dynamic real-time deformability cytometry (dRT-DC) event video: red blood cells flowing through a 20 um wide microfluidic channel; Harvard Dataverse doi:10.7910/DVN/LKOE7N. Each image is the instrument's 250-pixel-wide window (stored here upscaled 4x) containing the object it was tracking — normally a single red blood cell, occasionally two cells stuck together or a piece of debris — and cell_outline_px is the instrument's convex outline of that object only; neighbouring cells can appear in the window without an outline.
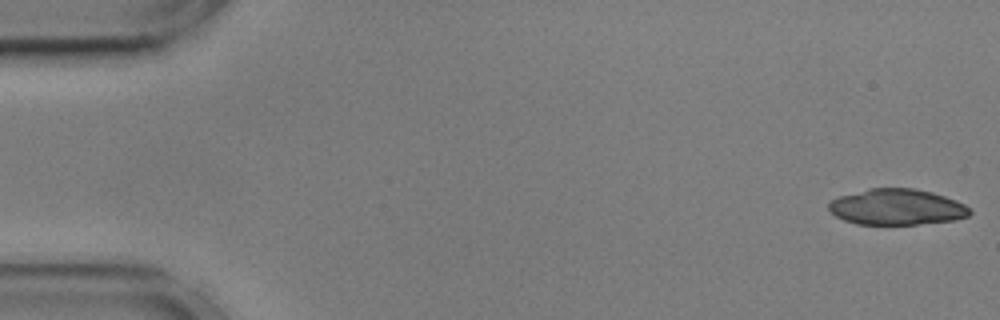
{"species": "common noctule bat (a hibernating species)", "species_latin": "Nyctalus noctula", "temperature_condition": "cold", "stored_images_in_passage": 42, "camera_frame_rate_fps": 3000, "um_per_image_px": 0.085, "animal": {"sex": "male", "body_mass_g": 17.9, "forearm_length_mm": 54.2}, "frame": {"image": 1, "passage_image": 1, "time_ms": 0.0, "image_size_px": [1000, 320], "cell_outline_px": [[972, 212], [968, 216], [956, 220], [916, 224], [856, 224], [844, 220], [836, 216], [828, 208], [828, 204], [832, 200], [840, 196], [868, 188], [912, 188], [932, 192], [956, 200], [964, 204]], "centroid_in_image_um": [76.23, 17.59], "position_along_channel_um": 8.8, "area_um2": 29.42}}
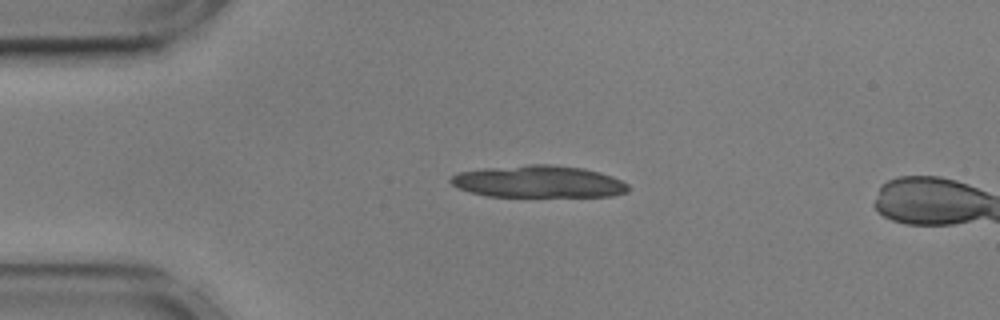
{"frame": {"image": 2, "passage_image": 12, "time_ms": 3.667, "image_size_px": [1000, 320], "cell_outline_px": [[628, 192], [612, 196], [488, 196], [456, 188], [448, 180], [452, 176], [460, 172], [488, 168], [528, 164], [548, 164], [584, 168], [600, 172], [612, 176], [628, 184]], "centroid_in_image_um": [45.79, 15.43], "position_along_channel_um": 39.2, "area_um2": 33.06}, "authors_computed_cell_mechanics": {"area_um2": 16.7042, "velocity_mm_per_s": 3.5966, "shape_relaxation_time_tau1_ms": null, "shape_relaxation_time_tau2_ms": 6.236, "deformation_change_tau1": null, "deformation_change_tau2": 0.1239}}